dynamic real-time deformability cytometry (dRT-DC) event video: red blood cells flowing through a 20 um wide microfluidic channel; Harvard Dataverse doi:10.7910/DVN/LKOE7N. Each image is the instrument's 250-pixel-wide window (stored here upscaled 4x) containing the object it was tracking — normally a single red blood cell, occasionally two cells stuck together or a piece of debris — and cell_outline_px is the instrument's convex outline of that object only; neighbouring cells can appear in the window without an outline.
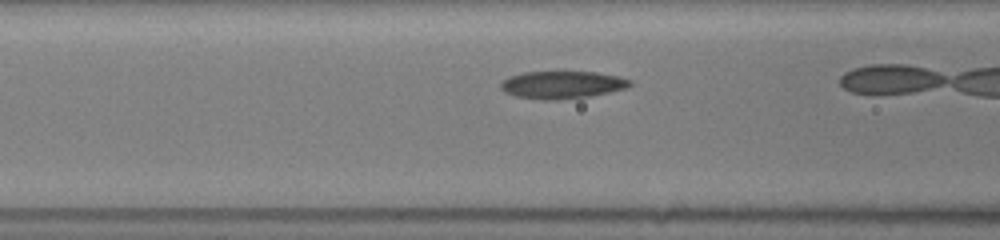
{"species": "common noctule bat (a hibernating species)", "species_latin": "Nyctalus noctula", "temperature_condition": "room temperature", "stored_images_in_passage": 20, "camera_frame_rate_fps": 3000, "um_per_image_px": 0.085, "animal": {"sex": "female", "body_mass_g": 19.5, "forearm_length_mm": 54.1}, "frame": {"image": 1, "passage_image": 4, "time_ms": 1.0, "image_size_px": [1000, 240], "cell_outline_px": [[632, 84], [628, 88], [588, 96], [560, 100], [540, 100], [516, 96], [504, 92], [500, 88], [500, 84], [508, 76], [524, 72], [596, 72], [620, 76], [632, 80]], "centroid_in_image_um": [47.79, 7.21], "position_along_channel_um": 118.8, "area_um2": 20.87}}